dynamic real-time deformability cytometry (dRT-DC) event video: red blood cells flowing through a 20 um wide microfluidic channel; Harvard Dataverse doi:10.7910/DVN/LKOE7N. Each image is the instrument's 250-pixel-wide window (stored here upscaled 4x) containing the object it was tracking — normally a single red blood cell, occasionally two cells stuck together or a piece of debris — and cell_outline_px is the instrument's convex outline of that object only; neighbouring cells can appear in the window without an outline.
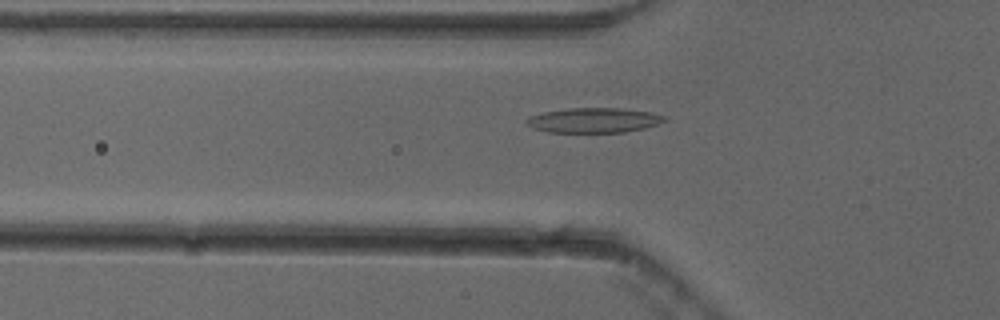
{"species": "common noctule bat (a hibernating species)", "species_latin": "Nyctalus noctula", "temperature_condition": "cold", "stored_images_in_passage": 32, "camera_frame_rate_fps": 3000, "um_per_image_px": 0.085, "animal": {"sex": "female"}, "frame": {"image": 1, "passage_image": 3, "time_ms": 0.667, "image_size_px": [1000, 320], "cell_outline_px": [[668, 120], [644, 128], [624, 132], [548, 132], [532, 128], [524, 120], [528, 116], [544, 112], [568, 108], [620, 108], [652, 112], [664, 116]], "centroid_in_image_um": [50.45, 10.22], "position_along_channel_um": 75.3, "area_um2": 20.0}}
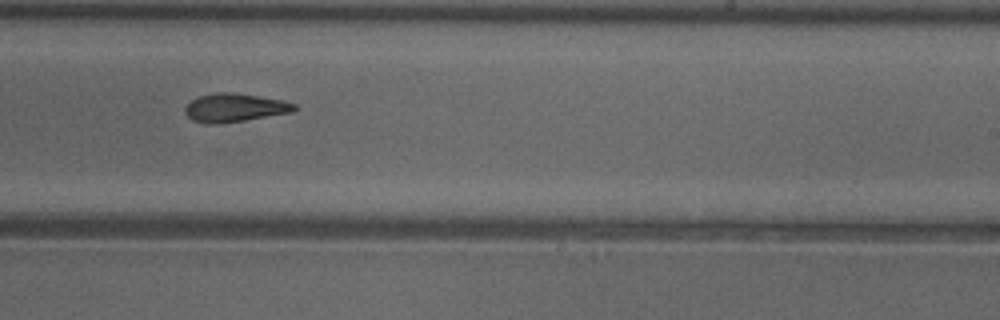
{"frame": {"image": 2, "passage_image": 18, "time_ms": 5.667, "image_size_px": [1000, 320], "cell_outline_px": [[300, 108], [296, 112], [244, 120], [216, 124], [208, 124], [192, 120], [184, 112], [184, 108], [192, 100], [200, 96], [216, 92], [228, 92], [284, 100], [296, 104]], "centroid_in_image_um": [20.0, 9.16], "position_along_channel_um": 269.0, "area_um2": 18.15}}
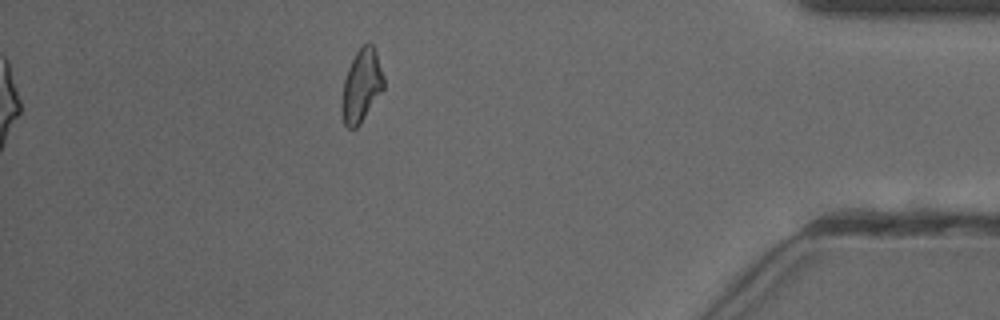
{"frame": {"image": 3, "passage_image": 32, "time_ms": 10.333, "image_size_px": [1000, 320], "cell_outline_px": [[384, 88], [360, 124], [356, 128], [348, 128], [344, 124], [340, 108], [340, 104], [344, 80], [348, 68], [356, 52], [368, 40], [376, 48], [384, 76]], "centroid_in_image_um": [30.72, 7.27], "position_along_channel_um": 404.5, "area_um2": 18.03}, "authors_computed_cell_mechanics": {"area_um2": 18.2359, "velocity_mm_per_s": 3.8545, "shape_relaxation_time_tau1_ms": 8.0001, "shape_relaxation_time_tau2_ms": 4.1885, "deformation_change_tau1": 0.187, "deformation_change_tau2": 0.1325}}